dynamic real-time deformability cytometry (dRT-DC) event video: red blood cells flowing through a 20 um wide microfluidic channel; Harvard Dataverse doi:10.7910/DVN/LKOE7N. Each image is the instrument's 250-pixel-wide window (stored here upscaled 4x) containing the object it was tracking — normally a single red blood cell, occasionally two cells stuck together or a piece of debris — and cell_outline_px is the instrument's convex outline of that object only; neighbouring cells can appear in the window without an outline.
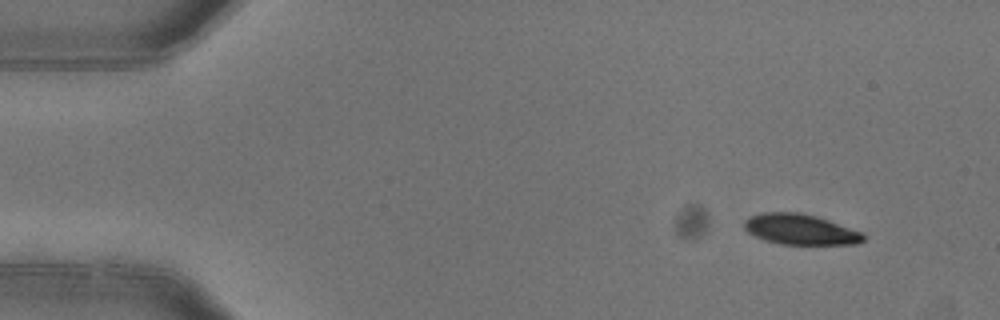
{"species": "common noctule bat (a hibernating species)", "species_latin": "Nyctalus noctula", "temperature_condition": "warm", "stored_images_in_passage": 5, "camera_frame_rate_fps": 3000, "um_per_image_px": 0.085, "animal": {"sex": "female"}, "frame": {"image": 1, "passage_image": 1, "time_ms": 0.0, "image_size_px": [1000, 320], "cell_outline_px": [[864, 240], [856, 244], [780, 244], [764, 240], [748, 232], [744, 228], [744, 220], [752, 216], [764, 212], [800, 212], [816, 216], [828, 220], [860, 232], [864, 236]], "centroid_in_image_um": [67.99, 19.5], "position_along_channel_um": 17.0, "area_um2": 20.92}}